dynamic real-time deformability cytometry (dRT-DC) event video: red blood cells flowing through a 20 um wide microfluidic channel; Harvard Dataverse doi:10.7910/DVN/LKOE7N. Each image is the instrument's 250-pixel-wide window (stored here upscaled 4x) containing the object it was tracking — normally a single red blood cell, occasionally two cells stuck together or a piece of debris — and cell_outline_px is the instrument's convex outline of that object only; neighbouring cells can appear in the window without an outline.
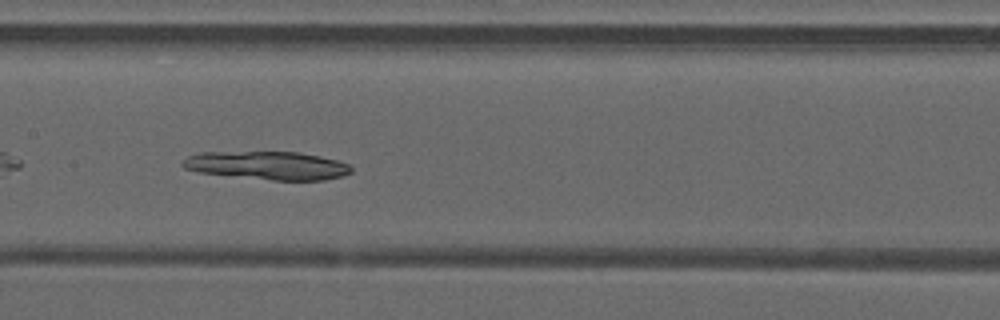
{"species": "common noctule bat (a hibernating species)", "species_latin": "Nyctalus noctula", "temperature_condition": "warm", "stored_images_in_passage": 29, "camera_frame_rate_fps": 3000, "um_per_image_px": 0.085, "animal": {"sex": "male", "forearm_length_mm": 52.5}, "frame": {"image": 1, "passage_image": 25, "time_ms": 8.0, "image_size_px": [1000, 320], "cell_outline_px": [[352, 172], [344, 176], [324, 180], [272, 180], [200, 172], [184, 168], [180, 164], [188, 156], [200, 152], [300, 152], [320, 156], [352, 164]], "centroid_in_image_um": [22.8, 14.06], "position_along_channel_um": 184.6, "area_um2": 27.74}}
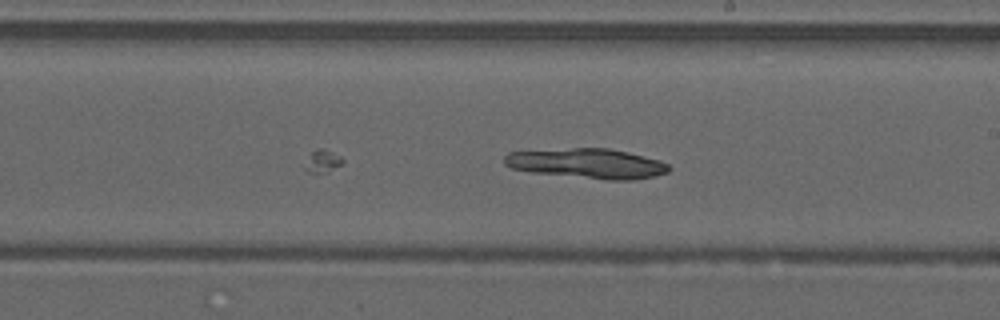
{"frame": {"image": 2, "passage_image": 29, "time_ms": 9.333, "image_size_px": [1000, 320], "cell_outline_px": [[672, 168], [668, 172], [656, 176], [636, 180], [608, 180], [532, 172], [512, 168], [504, 164], [504, 156], [508, 152], [572, 148], [608, 148], [628, 152], [660, 160], [668, 164]], "centroid_in_image_um": [49.96, 13.9], "position_along_channel_um": 239.0, "area_um2": 28.73}}